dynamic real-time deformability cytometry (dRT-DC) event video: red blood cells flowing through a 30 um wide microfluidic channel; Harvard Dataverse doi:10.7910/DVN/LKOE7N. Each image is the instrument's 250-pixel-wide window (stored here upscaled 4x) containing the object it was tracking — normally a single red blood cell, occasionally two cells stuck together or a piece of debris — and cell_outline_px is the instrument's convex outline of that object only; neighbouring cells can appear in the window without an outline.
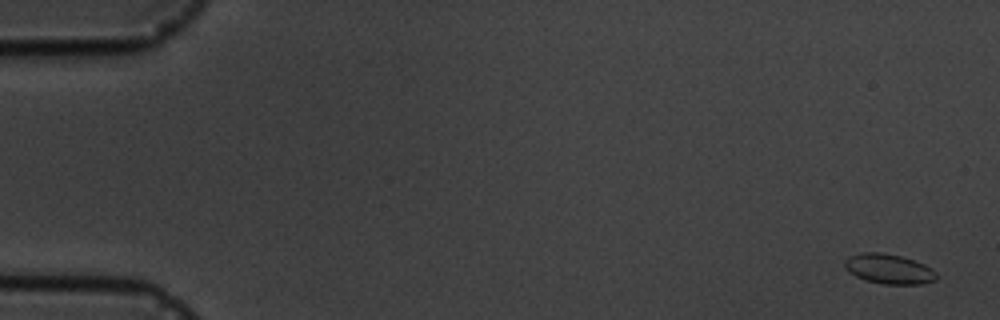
{"species": "common noctule bat (a hibernating species)", "species_latin": "Nyctalus noctula", "temperature_condition": "cold", "stored_images_in_passage": 5, "camera_frame_rate_fps": 3000, "um_per_image_px": 0.085, "animal": {"sex": "male", "body_mass_g": 19.5, "forearm_length_mm": 54.6}, "frame": {"image": 1, "passage_image": 1, "time_ms": 0.0, "image_size_px": [1000, 320], "cell_outline_px": [[936, 280], [924, 284], [884, 284], [864, 280], [856, 276], [844, 264], [844, 260], [848, 256], [860, 252], [880, 252], [900, 256], [924, 264], [932, 268], [936, 272]], "centroid_in_image_um": [75.57, 22.86], "position_along_channel_um": 9.4, "area_um2": 15.9}}
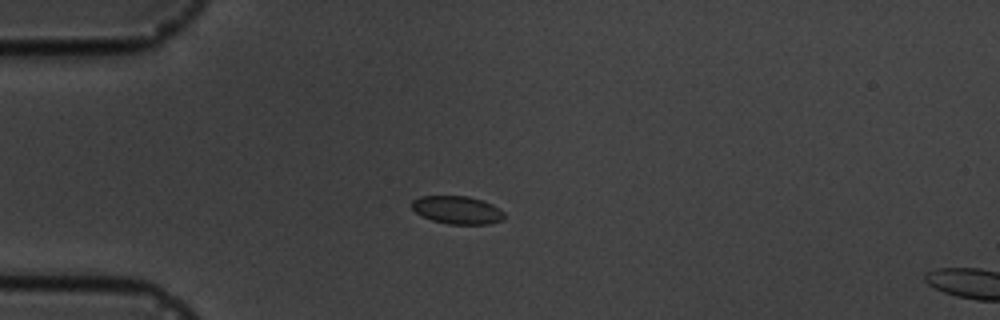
{"frame": {"image": 2, "passage_image": 4, "time_ms": 4.333, "image_size_px": [1000, 320], "cell_outline_px": [[504, 216], [500, 220], [488, 224], [448, 224], [432, 220], [416, 212], [408, 204], [412, 200], [420, 196], [468, 196], [492, 204], [504, 212]], "centroid_in_image_um": [38.82, 17.84], "position_along_channel_um": 46.2, "area_um2": 14.97}}